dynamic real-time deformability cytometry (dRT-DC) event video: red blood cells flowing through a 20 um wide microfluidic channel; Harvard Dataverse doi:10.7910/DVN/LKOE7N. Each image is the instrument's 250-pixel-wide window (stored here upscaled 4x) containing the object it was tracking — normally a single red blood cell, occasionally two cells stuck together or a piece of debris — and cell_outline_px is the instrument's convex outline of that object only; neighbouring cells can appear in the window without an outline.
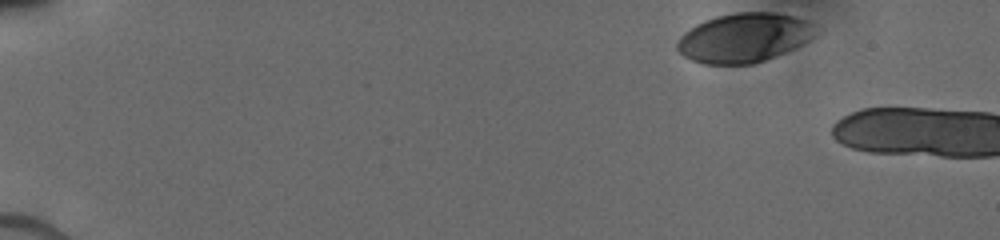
{"species": "human", "species_latin": "Homo sapiens", "temperature_condition": "cold", "stored_images_in_passage": 3, "camera_frame_rate_fps": 3000, "um_per_image_px": 0.085, "donor": {"sex": "male"}, "frame": {"image": 1, "passage_image": 1, "time_ms": 0.0, "image_size_px": [1000, 240], "cell_outline_px": [[820, 28], [808, 40], [784, 52], [764, 60], [752, 64], [704, 64], [692, 60], [684, 56], [676, 48], [676, 44], [680, 36], [684, 32], [696, 24], [716, 16], [736, 12], [772, 12], [796, 16], [808, 20]], "centroid_in_image_um": [63.24, 3.19], "position_along_channel_um": 21.8, "area_um2": 39.65}}